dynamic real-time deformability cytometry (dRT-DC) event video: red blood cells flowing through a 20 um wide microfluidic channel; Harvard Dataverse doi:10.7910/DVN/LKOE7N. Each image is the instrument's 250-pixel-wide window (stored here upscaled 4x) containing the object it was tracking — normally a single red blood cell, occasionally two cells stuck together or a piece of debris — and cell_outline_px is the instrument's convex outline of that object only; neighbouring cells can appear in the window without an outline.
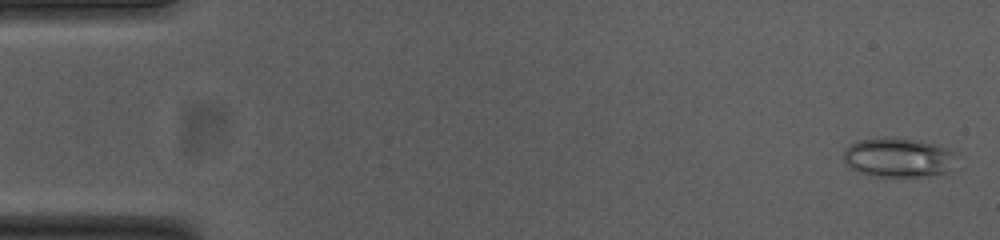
{"species": "common noctule bat (a hibernating species)", "species_latin": "Nyctalus noctula", "temperature_condition": "cold", "stored_images_in_passage": 54, "camera_frame_rate_fps": 3000, "um_per_image_px": 0.085, "animal": {"sex": "female", "body_mass_g": 23.0, "forearm_length_mm": 53.4}, "frame": {"image": 1, "passage_image": 2, "time_ms": 0.333, "image_size_px": [1000, 240], "cell_outline_px": [[952, 152], [944, 172], [932, 176], [876, 176], [860, 172], [844, 164], [844, 148], [848, 144], [856, 140], [884, 136], [920, 140], [936, 144]], "centroid_in_image_um": [76.18, 13.35], "position_along_channel_um": 8.8, "area_um2": 25.43}}
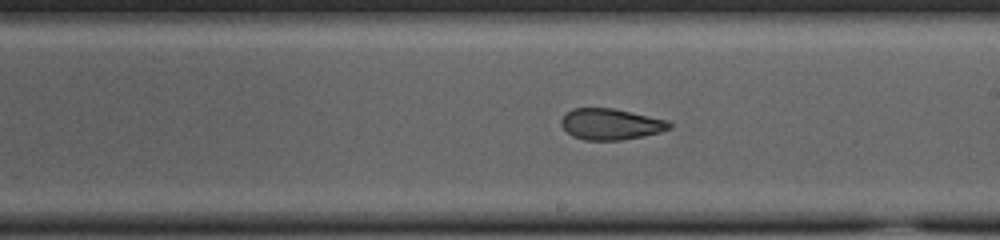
{"frame": {"image": 2, "passage_image": 31, "time_ms": 10.0, "image_size_px": [1000, 240], "cell_outline_px": [[672, 128], [660, 132], [644, 136], [620, 140], [584, 140], [572, 136], [564, 128], [560, 120], [572, 108], [612, 108], [668, 120], [672, 124]], "centroid_in_image_um": [51.94, 10.56], "position_along_channel_um": 237.1, "area_um2": 19.54}}
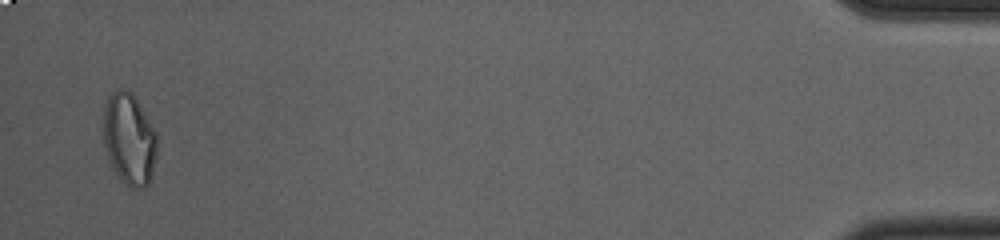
{"frame": {"image": 3, "passage_image": 53, "time_ms": 17.333, "image_size_px": [1000, 240], "cell_outline_px": [[156, 156], [152, 176], [148, 184], [144, 188], [128, 188], [120, 180], [108, 156], [104, 144], [100, 120], [104, 104], [108, 96], [116, 88], [128, 88], [132, 92], [156, 132]], "centroid_in_image_um": [10.94, 11.78], "position_along_channel_um": 424.3, "area_um2": 29.36}, "authors_computed_cell_mechanics": {"area_um2": 22.1663, "velocity_mm_per_s": 3.7548, "shape_relaxation_time_tau1_ms": null, "shape_relaxation_time_tau2_ms": 2.0676, "deformation_change_tau1": null, "deformation_change_tau2": 0.0883}}